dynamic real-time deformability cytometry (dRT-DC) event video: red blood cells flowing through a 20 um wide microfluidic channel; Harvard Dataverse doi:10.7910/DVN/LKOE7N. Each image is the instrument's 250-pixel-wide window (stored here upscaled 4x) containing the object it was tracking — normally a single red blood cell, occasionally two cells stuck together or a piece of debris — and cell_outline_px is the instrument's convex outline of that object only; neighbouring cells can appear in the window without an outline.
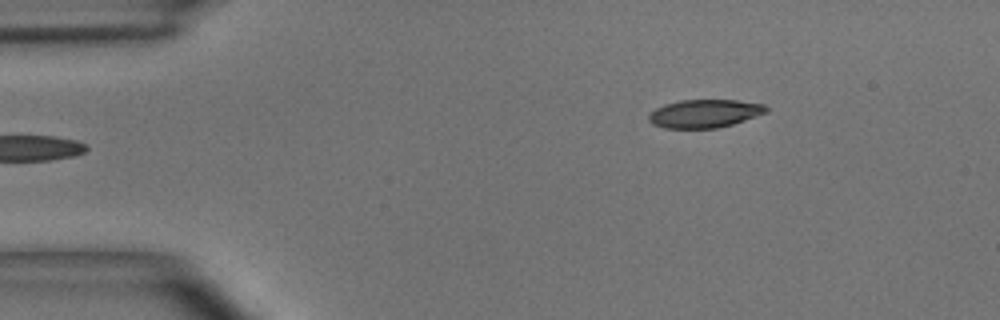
{"species": "common noctule bat (a hibernating species)", "species_latin": "Nyctalus noctula", "temperature_condition": "room temperature", "stored_images_in_passage": 5, "camera_frame_rate_fps": 3000, "um_per_image_px": 0.085, "animal": {"sex": "male", "body_mass_g": 15.6}, "frame": {"image": 1, "passage_image": 5, "time_ms": 1.333, "image_size_px": [1000, 320], "cell_outline_px": [[768, 112], [732, 124], [716, 128], [664, 128], [652, 124], [648, 120], [648, 116], [656, 108], [664, 104], [680, 100], [736, 100], [764, 104], [768, 108]], "centroid_in_image_um": [59.88, 9.65], "position_along_channel_um": 25.1, "area_um2": 19.25}}